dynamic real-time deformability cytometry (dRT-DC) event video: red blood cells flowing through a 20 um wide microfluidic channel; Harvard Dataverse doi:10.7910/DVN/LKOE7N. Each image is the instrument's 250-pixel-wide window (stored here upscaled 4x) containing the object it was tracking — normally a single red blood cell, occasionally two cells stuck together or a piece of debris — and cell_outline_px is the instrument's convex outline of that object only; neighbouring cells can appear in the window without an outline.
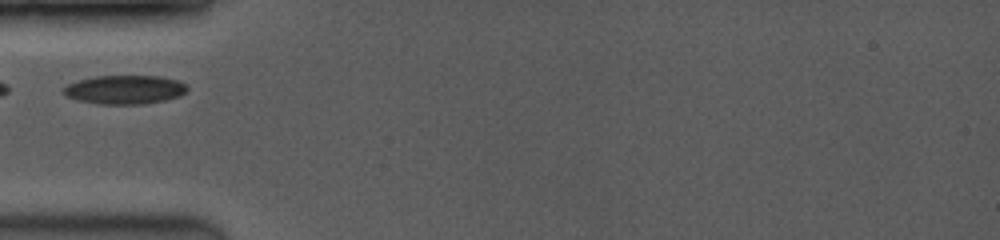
{"species": "common noctule bat (a hibernating species)", "species_latin": "Nyctalus noctula", "temperature_condition": "room temperature", "stored_images_in_passage": 21, "camera_frame_rate_fps": 3500, "um_per_image_px": 0.085, "animal": {"sex": "female", "body_mass_g": 19.0, "forearm_length_mm": 53.3}, "frame": {"image": 1, "passage_image": 1, "time_ms": 0.0, "image_size_px": [1000, 240], "cell_outline_px": [[188, 88], [180, 96], [164, 100], [144, 104], [100, 104], [76, 100], [68, 96], [60, 88], [68, 84], [80, 80], [96, 76], [160, 76], [176, 80], [184, 84]], "centroid_in_image_um": [10.58, 7.62], "position_along_channel_um": 74.4, "area_um2": 20.63}}